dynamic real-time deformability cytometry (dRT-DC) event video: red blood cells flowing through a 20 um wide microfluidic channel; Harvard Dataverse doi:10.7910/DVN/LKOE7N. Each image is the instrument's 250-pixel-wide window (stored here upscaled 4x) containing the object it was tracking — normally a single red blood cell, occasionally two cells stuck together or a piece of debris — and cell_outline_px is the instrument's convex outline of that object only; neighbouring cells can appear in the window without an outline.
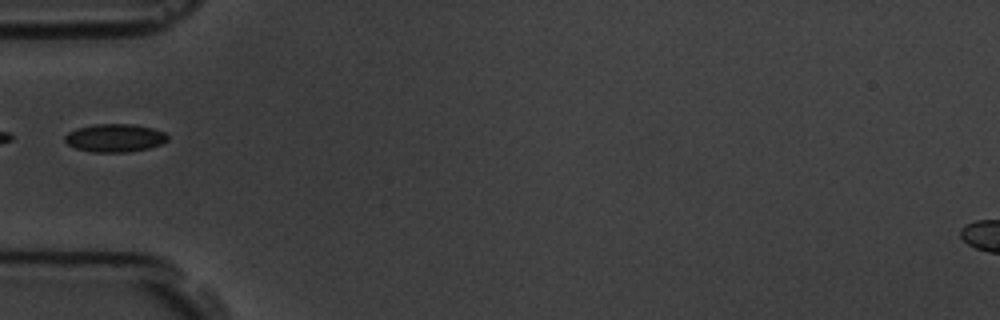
{"species": "common noctule bat (a hibernating species)", "species_latin": "Nyctalus noctula", "temperature_condition": "room temperature", "stored_images_in_passage": 5, "camera_frame_rate_fps": 3000, "um_per_image_px": 0.085, "animal": {"sex": "male", "body_mass_g": 19.5, "forearm_length_mm": 54.6}, "frame": {"image": 1, "passage_image": 1, "time_ms": 0.0, "image_size_px": [1000, 320], "cell_outline_px": [[168, 140], [160, 144], [148, 148], [128, 152], [92, 152], [76, 148], [68, 144], [64, 140], [64, 136], [68, 132], [76, 128], [96, 124], [132, 124], [152, 128], [164, 132], [168, 136]], "centroid_in_image_um": [9.74, 11.72], "position_along_channel_um": 75.3, "area_um2": 16.76}}
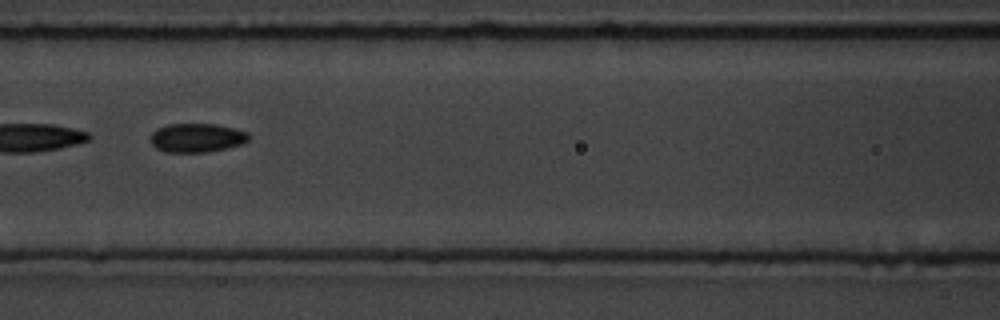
{"frame": {"image": 2, "passage_image": 3, "time_ms": 2.0, "image_size_px": [1000, 320], "cell_outline_px": [[252, 136], [244, 144], [228, 148], [204, 152], [164, 152], [156, 148], [152, 144], [152, 132], [156, 128], [168, 124], [216, 124], [248, 132]], "centroid_in_image_um": [16.76, 11.71], "position_along_channel_um": 149.8, "area_um2": 16.65}}
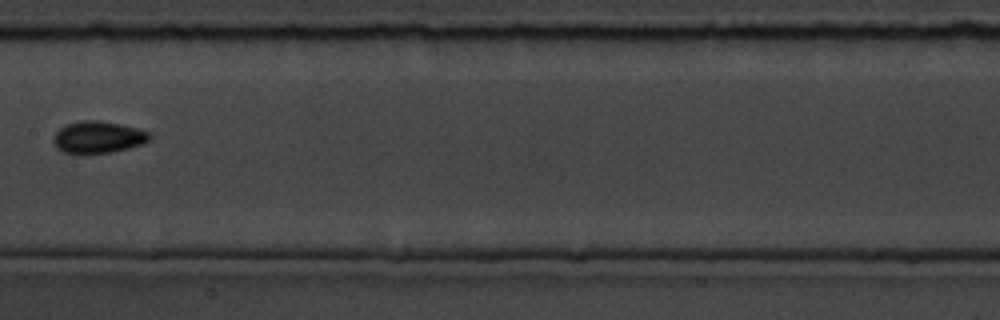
{"frame": {"image": 3, "passage_image": 4, "time_ms": 3.333, "image_size_px": [1000, 320], "cell_outline_px": [[152, 136], [144, 144], [112, 152], [64, 152], [56, 148], [52, 140], [56, 132], [60, 128], [68, 124], [80, 120], [96, 120], [120, 124], [136, 128], [148, 132]], "centroid_in_image_um": [8.34, 11.64], "position_along_channel_um": 199.1, "area_um2": 17.57}}